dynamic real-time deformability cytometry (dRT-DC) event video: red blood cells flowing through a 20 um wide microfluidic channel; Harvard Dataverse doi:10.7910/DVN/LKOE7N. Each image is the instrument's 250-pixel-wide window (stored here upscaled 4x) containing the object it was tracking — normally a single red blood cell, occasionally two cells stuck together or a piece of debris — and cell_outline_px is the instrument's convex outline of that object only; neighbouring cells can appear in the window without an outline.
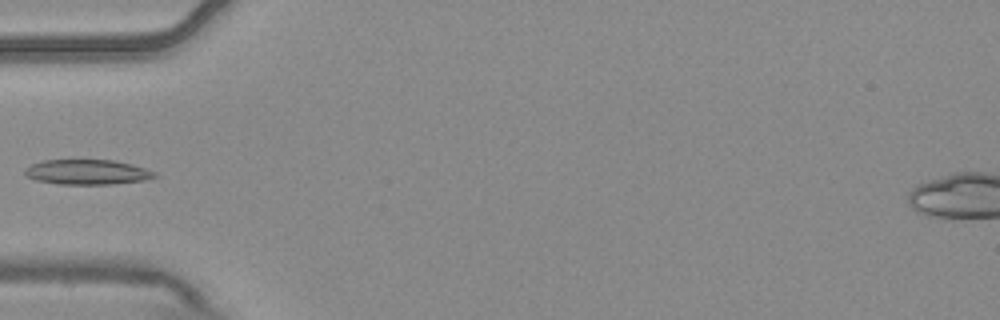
{"species": "common noctule bat (a hibernating species)", "species_latin": "Nyctalus noctula", "temperature_condition": "warm", "stored_images_in_passage": 5, "camera_frame_rate_fps": 3000, "um_per_image_px": 0.085, "animal": {"sex": "male", "body_mass_g": 20.4}, "frame": {"image": 1, "passage_image": 5, "time_ms": 1.333, "image_size_px": [1000, 320], "cell_outline_px": [[156, 176], [144, 180], [112, 184], [60, 184], [36, 180], [24, 176], [24, 168], [32, 164], [44, 160], [112, 160], [132, 164], [156, 172]], "centroid_in_image_um": [7.38, 14.62], "position_along_channel_um": 77.6, "area_um2": 18.84}}